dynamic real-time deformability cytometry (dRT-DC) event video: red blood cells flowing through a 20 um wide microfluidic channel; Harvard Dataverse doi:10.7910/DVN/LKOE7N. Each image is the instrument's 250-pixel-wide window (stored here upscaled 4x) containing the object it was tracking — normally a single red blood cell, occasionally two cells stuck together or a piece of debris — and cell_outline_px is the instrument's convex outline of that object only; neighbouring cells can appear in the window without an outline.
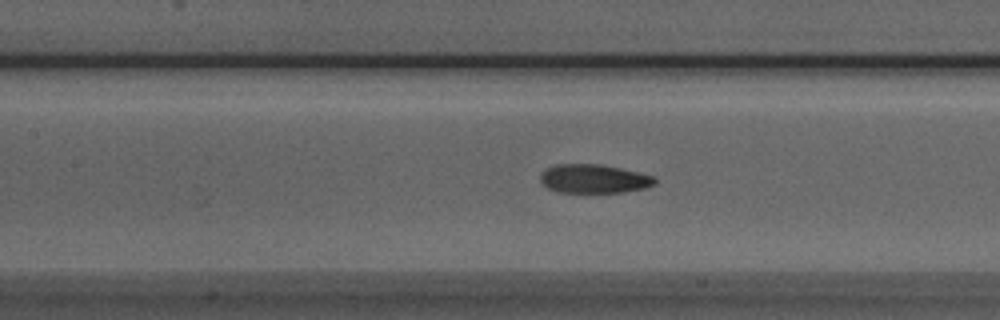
{"species": "Egyptian fruit bat (a non-hibernating species)", "species_latin": "Rousettus aegyptiacus", "temperature_condition": "room temperature", "stored_images_in_passage": 31, "camera_frame_rate_fps": 3000, "um_per_image_px": 0.085, "animal": {"sex": "male"}, "frame": {"image": 1, "passage_image": 7, "time_ms": 2.0, "image_size_px": [1000, 320], "cell_outline_px": [[656, 184], [644, 188], [624, 192], [556, 192], [540, 184], [540, 172], [544, 168], [556, 164], [600, 164], [620, 168], [652, 176], [656, 180]], "centroid_in_image_um": [50.4, 15.19], "position_along_channel_um": 157.0, "area_um2": 19.31}}
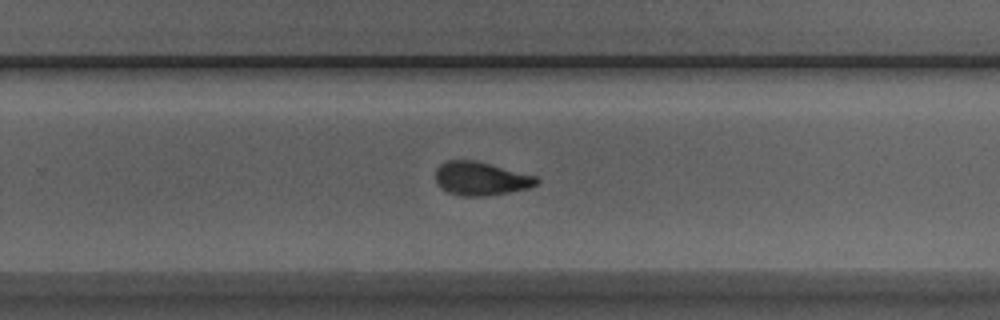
{"frame": {"image": 2, "passage_image": 17, "time_ms": 5.333, "image_size_px": [1000, 320], "cell_outline_px": [[540, 180], [536, 184], [528, 188], [488, 196], [464, 196], [448, 192], [440, 188], [436, 184], [436, 168], [440, 164], [448, 160], [476, 160], [536, 176]], "centroid_in_image_um": [40.84, 15.18], "position_along_channel_um": 289.0, "area_um2": 19.77}}
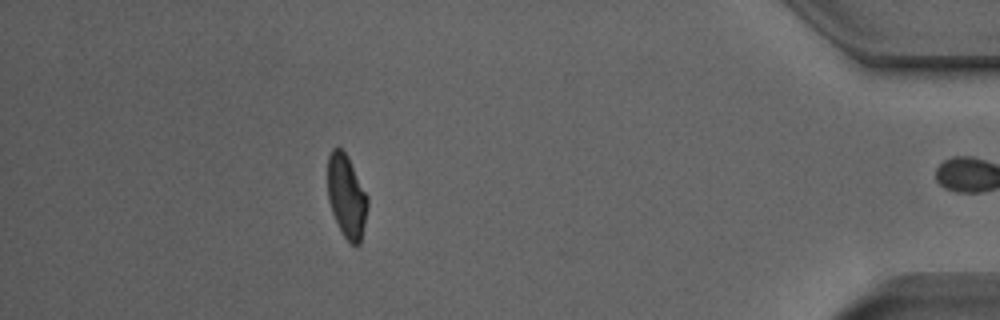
{"frame": {"image": 3, "passage_image": 30, "time_ms": 9.667, "image_size_px": [1000, 320], "cell_outline_px": [[368, 204], [360, 244], [356, 248], [344, 236], [332, 212], [328, 200], [328, 156], [332, 148], [340, 148], [348, 156], [368, 196]], "centroid_in_image_um": [29.46, 16.67], "position_along_channel_um": 405.7, "area_um2": 19.25}}